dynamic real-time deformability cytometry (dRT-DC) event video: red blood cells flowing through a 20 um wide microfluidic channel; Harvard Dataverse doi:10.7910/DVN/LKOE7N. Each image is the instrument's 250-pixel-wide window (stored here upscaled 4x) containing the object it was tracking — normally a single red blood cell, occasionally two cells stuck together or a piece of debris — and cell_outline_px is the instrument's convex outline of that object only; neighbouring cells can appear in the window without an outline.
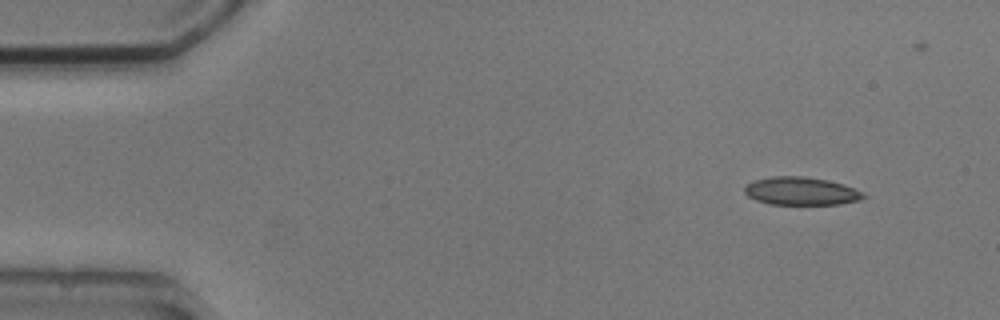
{"species": "common noctule bat (a hibernating species)", "species_latin": "Nyctalus noctula", "temperature_condition": "cold", "stored_images_in_passage": 4, "camera_frame_rate_fps": 3000, "um_per_image_px": 0.085, "animal": {"sex": "male", "body_mass_g": 20.5, "forearm_length_mm": 52.5}, "frame": {"image": 1, "passage_image": 1, "time_ms": 0.0, "image_size_px": [1000, 320], "cell_outline_px": [[868, 196], [860, 200], [840, 204], [768, 204], [756, 200], [748, 196], [744, 192], [744, 188], [752, 180], [772, 176], [804, 176], [828, 180], [844, 184], [864, 192]], "centroid_in_image_um": [68.11, 16.24], "position_along_channel_um": 16.9, "area_um2": 19.59}}
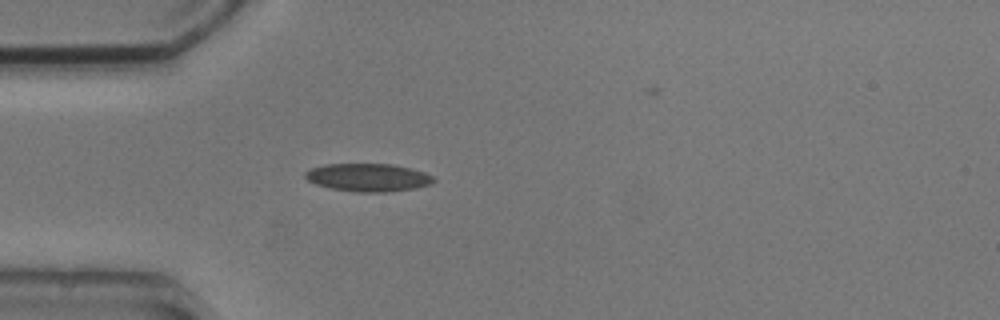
{"frame": {"image": 2, "passage_image": 4, "time_ms": 3.333, "image_size_px": [1000, 320], "cell_outline_px": [[436, 180], [432, 184], [416, 188], [384, 192], [356, 192], [332, 188], [316, 184], [308, 180], [304, 176], [304, 172], [312, 168], [324, 164], [392, 164], [412, 168], [424, 172], [432, 176]], "centroid_in_image_um": [31.31, 15.08], "position_along_channel_um": 53.7, "area_um2": 20.92}}